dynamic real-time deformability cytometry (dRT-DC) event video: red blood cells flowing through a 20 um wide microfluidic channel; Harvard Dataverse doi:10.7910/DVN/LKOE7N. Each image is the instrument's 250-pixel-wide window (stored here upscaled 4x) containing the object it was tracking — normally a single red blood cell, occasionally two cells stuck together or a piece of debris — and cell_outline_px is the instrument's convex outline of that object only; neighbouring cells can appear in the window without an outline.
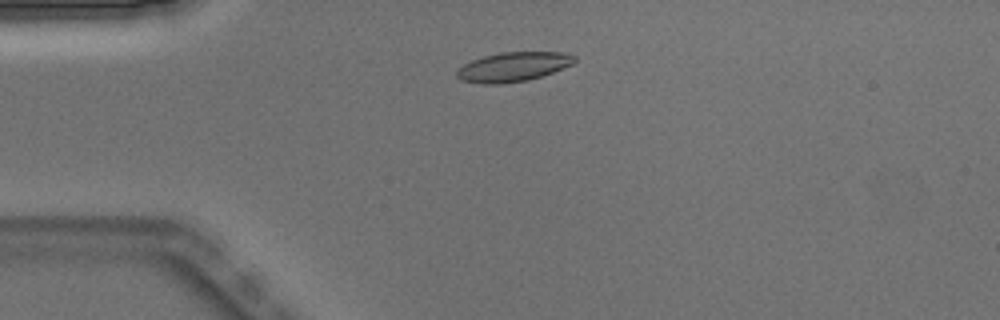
{"species": "Egyptian fruit bat (a non-hibernating species)", "species_latin": "Rousettus aegyptiacus", "temperature_condition": "warm", "stored_images_in_passage": 2, "camera_frame_rate_fps": 3000, "um_per_image_px": 0.085, "animal": {"sex": "male"}, "frame": {"image": 1, "passage_image": 1, "time_ms": 0.0, "image_size_px": [1000, 320], "cell_outline_px": [[576, 60], [572, 64], [552, 72], [528, 80], [500, 84], [480, 84], [460, 80], [456, 76], [456, 72], [464, 64], [472, 60], [484, 56], [500, 52], [560, 52], [576, 56]], "centroid_in_image_um": [43.59, 5.68], "position_along_channel_um": 41.4, "area_um2": 20.06}}